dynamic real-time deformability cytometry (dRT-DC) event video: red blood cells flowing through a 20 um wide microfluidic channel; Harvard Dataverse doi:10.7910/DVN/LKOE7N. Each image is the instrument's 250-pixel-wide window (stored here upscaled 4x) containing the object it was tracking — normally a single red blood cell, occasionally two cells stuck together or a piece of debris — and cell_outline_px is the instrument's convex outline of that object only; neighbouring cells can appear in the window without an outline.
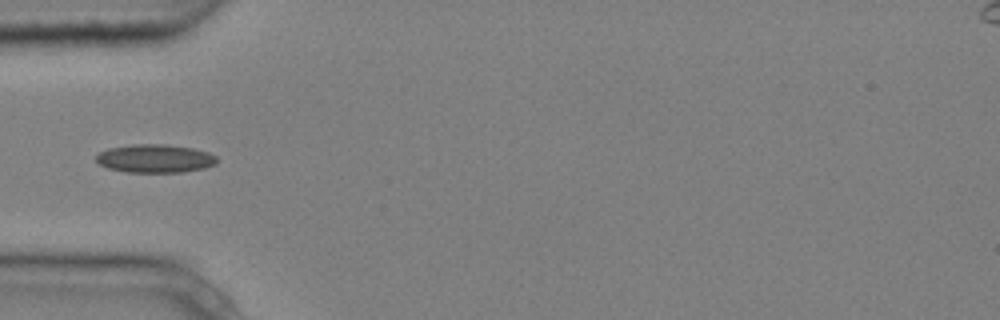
{"species": "common noctule bat (a hibernating species)", "species_latin": "Nyctalus noctula", "temperature_condition": "cold", "stored_images_in_passage": 4, "camera_frame_rate_fps": 3000, "um_per_image_px": 0.085, "animal": {"sex": "male", "body_mass_g": 20.4}, "frame": {"image": 1, "passage_image": 4, "time_ms": 1.0, "image_size_px": [1000, 320], "cell_outline_px": [[216, 164], [204, 168], [184, 172], [128, 172], [108, 168], [100, 164], [96, 160], [96, 156], [100, 152], [108, 148], [132, 144], [164, 144], [192, 148], [208, 152], [216, 156]], "centroid_in_image_um": [13.18, 13.47], "position_along_channel_um": 71.8, "area_um2": 19.88}}